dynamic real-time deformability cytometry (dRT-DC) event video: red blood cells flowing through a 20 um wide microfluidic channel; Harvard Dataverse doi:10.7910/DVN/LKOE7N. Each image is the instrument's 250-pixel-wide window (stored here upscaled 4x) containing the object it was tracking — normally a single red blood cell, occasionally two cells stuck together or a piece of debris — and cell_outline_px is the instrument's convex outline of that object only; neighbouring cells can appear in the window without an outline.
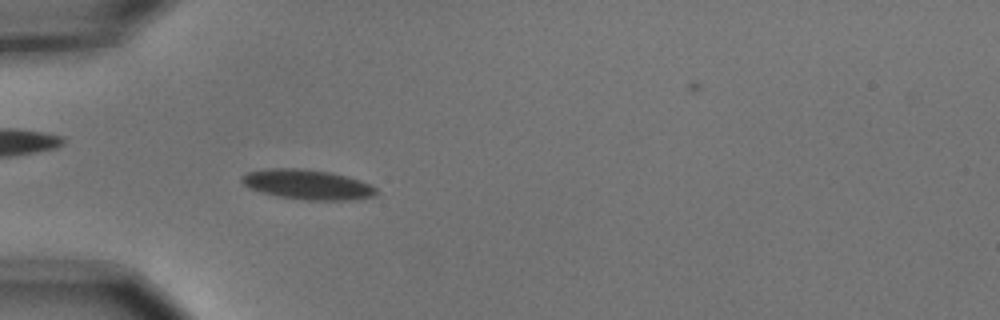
{"species": "common noctule bat (a hibernating species)", "species_latin": "Nyctalus noctula", "temperature_condition": "cold", "stored_images_in_passage": 5, "camera_frame_rate_fps": 3000, "um_per_image_px": 0.085, "animal": {"sex": "male", "body_mass_g": 15.6}, "frame": {"image": 1, "passage_image": 5, "time_ms": 1.333, "image_size_px": [1000, 320], "cell_outline_px": [[380, 192], [376, 196], [348, 200], [308, 200], [276, 196], [260, 192], [248, 188], [240, 180], [240, 176], [248, 172], [264, 168], [300, 168], [328, 172], [360, 180], [376, 188]], "centroid_in_image_um": [26.09, 15.68], "position_along_channel_um": 58.9, "area_um2": 23.52}}